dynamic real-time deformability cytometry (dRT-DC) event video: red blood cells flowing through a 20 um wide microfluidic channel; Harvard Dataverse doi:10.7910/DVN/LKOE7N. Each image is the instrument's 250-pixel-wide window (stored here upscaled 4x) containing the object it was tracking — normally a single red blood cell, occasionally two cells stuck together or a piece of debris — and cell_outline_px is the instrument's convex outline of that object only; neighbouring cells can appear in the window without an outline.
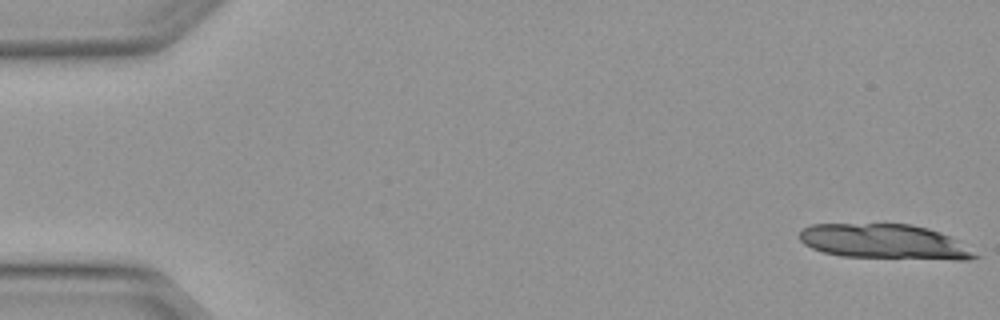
{"species": "Egyptian fruit bat (a non-hibernating species)", "species_latin": "Rousettus aegyptiacus", "temperature_condition": "warm", "stored_images_in_passage": 4, "camera_frame_rate_fps": 3000, "um_per_image_px": 0.085, "animal": {"sex": "female"}, "frame": {"image": 1, "passage_image": 1, "time_ms": 0.0, "image_size_px": [1000, 320], "cell_outline_px": [[980, 256], [968, 260], [956, 260], [840, 256], [824, 252], [812, 248], [804, 244], [800, 240], [800, 232], [804, 228], [812, 224], [912, 224], [928, 228], [940, 232], [956, 240]], "centroid_in_image_um": [75.18, 20.55], "position_along_channel_um": 9.8, "area_um2": 35.49}}